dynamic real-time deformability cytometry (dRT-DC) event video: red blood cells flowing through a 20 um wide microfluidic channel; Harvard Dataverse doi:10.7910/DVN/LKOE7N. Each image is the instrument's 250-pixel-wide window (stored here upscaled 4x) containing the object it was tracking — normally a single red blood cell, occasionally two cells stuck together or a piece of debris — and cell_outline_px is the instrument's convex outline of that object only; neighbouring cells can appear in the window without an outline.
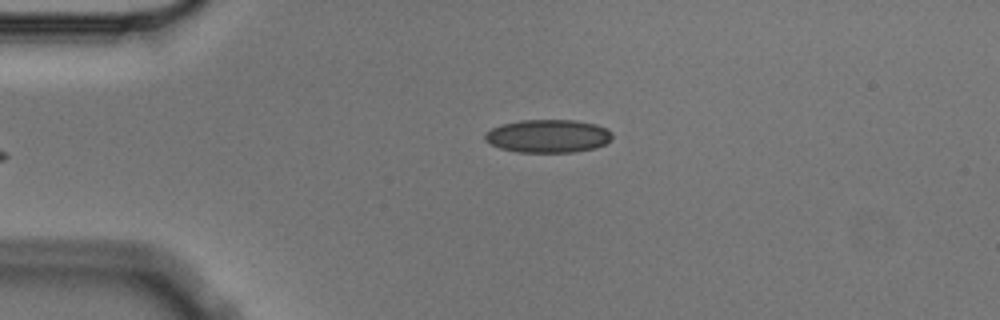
{"species": "Egyptian fruit bat (a non-hibernating species)", "species_latin": "Rousettus aegyptiacus", "temperature_condition": "cold", "stored_images_in_passage": 5, "camera_frame_rate_fps": 3000, "um_per_image_px": 0.085, "animal": {"sex": "male"}, "frame": {"image": 1, "passage_image": 5, "time_ms": 1.333, "image_size_px": [1000, 320], "cell_outline_px": [[612, 140], [596, 148], [572, 152], [516, 152], [500, 148], [488, 144], [484, 140], [484, 132], [500, 124], [520, 120], [576, 120], [596, 124], [612, 132]], "centroid_in_image_um": [46.54, 11.56], "position_along_channel_um": 38.5, "area_um2": 24.85}}